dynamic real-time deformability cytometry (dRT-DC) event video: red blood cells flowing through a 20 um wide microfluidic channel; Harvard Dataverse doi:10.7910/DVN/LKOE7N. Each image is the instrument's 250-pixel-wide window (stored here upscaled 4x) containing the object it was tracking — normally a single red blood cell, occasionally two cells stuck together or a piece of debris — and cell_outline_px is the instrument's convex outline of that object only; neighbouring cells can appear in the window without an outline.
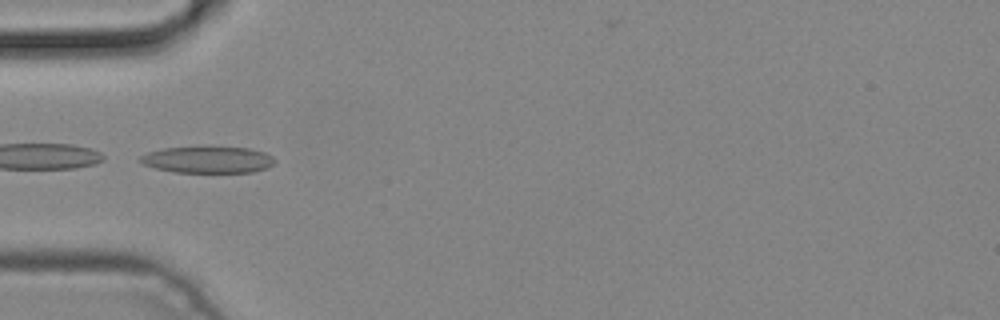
{"species": "common noctule bat (a hibernating species)", "species_latin": "Nyctalus noctula", "temperature_condition": "cold", "stored_images_in_passage": 2, "camera_frame_rate_fps": 3000, "um_per_image_px": 0.085, "animal": {"sex": "male", "body_mass_g": 19.2, "forearm_length_mm": 51.8}, "frame": {"image": 1, "passage_image": 2, "time_ms": 0.333, "image_size_px": [1000, 320], "cell_outline_px": [[276, 160], [268, 168], [252, 172], [176, 172], [156, 168], [144, 164], [136, 160], [140, 156], [148, 152], [164, 148], [208, 144], [248, 148], [264, 152], [272, 156]], "centroid_in_image_um": [17.66, 13.53], "position_along_channel_um": 67.3, "area_um2": 21.68}}